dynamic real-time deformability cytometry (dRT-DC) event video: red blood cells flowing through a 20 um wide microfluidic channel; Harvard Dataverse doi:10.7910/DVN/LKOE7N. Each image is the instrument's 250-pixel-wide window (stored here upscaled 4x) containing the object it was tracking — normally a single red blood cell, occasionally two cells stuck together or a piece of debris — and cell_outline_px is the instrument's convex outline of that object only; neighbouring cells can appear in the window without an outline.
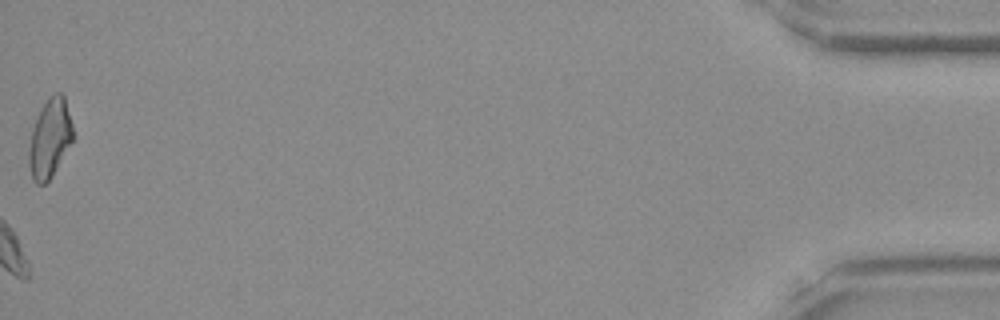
{"species": "Egyptian fruit bat (a non-hibernating species)", "species_latin": "Rousettus aegyptiacus", "temperature_condition": "room temperature", "stored_images_in_passage": 38, "camera_frame_rate_fps": 3000, "um_per_image_px": 0.085, "frame": {"image": 1, "passage_image": 38, "time_ms": 12.333, "image_size_px": [1000, 320], "cell_outline_px": [[72, 140], [52, 176], [44, 184], [36, 184], [32, 180], [28, 164], [28, 152], [32, 128], [36, 116], [40, 108], [48, 96], [56, 92], [60, 92], [64, 96], [72, 124]], "centroid_in_image_um": [4.19, 11.74], "position_along_channel_um": 431.0, "area_um2": 20.23}, "authors_computed_cell_mechanics": {"area_um2": 20.519, "velocity_mm_per_s": 3.9998, "shape_relaxation_time_tau1_ms": 2.7162, "shape_relaxation_time_tau2_ms": 6.4464, "deformation_change_tau1": 0.0988, "deformation_change_tau2": 0.104}}